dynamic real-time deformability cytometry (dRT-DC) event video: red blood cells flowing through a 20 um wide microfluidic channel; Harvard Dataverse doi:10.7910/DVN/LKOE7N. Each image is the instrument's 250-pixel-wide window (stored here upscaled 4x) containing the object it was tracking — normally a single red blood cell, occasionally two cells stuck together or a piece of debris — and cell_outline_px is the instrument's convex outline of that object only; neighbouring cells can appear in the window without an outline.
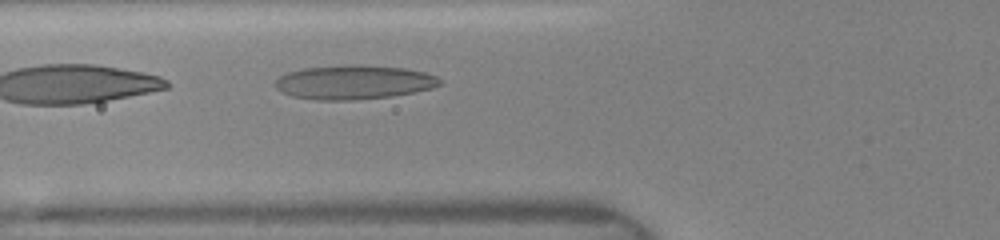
{"species": "human", "species_latin": "Homo sapiens", "temperature_condition": "room temperature", "stored_images_in_passage": 6, "camera_frame_rate_fps": 3000, "um_per_image_px": 0.085, "donor": {"sex": "female"}, "frame": {"image": 1, "passage_image": 6, "time_ms": 2.333, "image_size_px": [1000, 240], "cell_outline_px": [[440, 84], [432, 88], [416, 92], [392, 96], [352, 100], [320, 100], [292, 96], [280, 92], [276, 88], [276, 80], [280, 76], [288, 72], [304, 68], [344, 64], [348, 64], [404, 68], [424, 72], [436, 76], [440, 80]], "centroid_in_image_um": [30.06, 6.99], "position_along_channel_um": 95.7, "area_um2": 32.66}}